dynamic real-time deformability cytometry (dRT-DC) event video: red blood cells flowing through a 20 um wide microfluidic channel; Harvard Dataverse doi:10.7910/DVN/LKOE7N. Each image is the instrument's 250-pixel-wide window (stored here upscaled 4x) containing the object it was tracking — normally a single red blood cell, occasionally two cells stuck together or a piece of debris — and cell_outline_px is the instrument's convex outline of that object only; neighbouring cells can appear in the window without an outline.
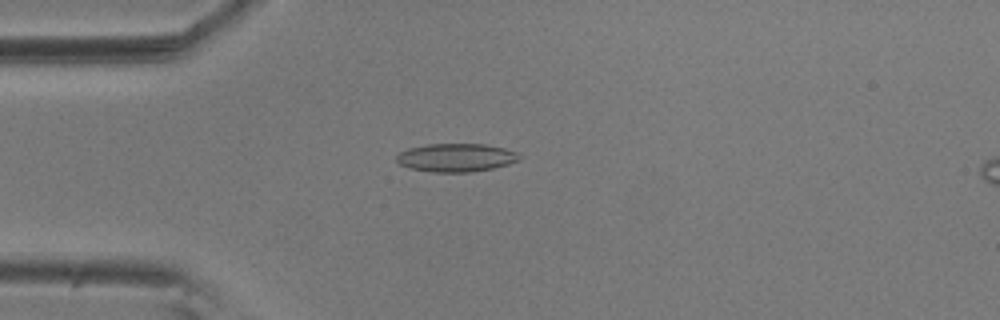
{"species": "common noctule bat (a hibernating species)", "species_latin": "Nyctalus noctula", "temperature_condition": "room temperature", "stored_images_in_passage": 54, "camera_frame_rate_fps": 3000, "um_per_image_px": 0.085, "animal": {"sex": "male", "body_mass_g": 20.5, "forearm_length_mm": 52.5}, "frame": {"image": 1, "passage_image": 13, "time_ms": 4.0, "image_size_px": [1000, 320], "cell_outline_px": [[524, 156], [520, 160], [508, 164], [492, 168], [472, 172], [432, 172], [408, 168], [400, 164], [396, 160], [396, 156], [400, 152], [408, 148], [428, 144], [484, 144], [504, 148], [516, 152]], "centroid_in_image_um": [38.78, 13.4], "position_along_channel_um": 46.2, "area_um2": 20.35}}
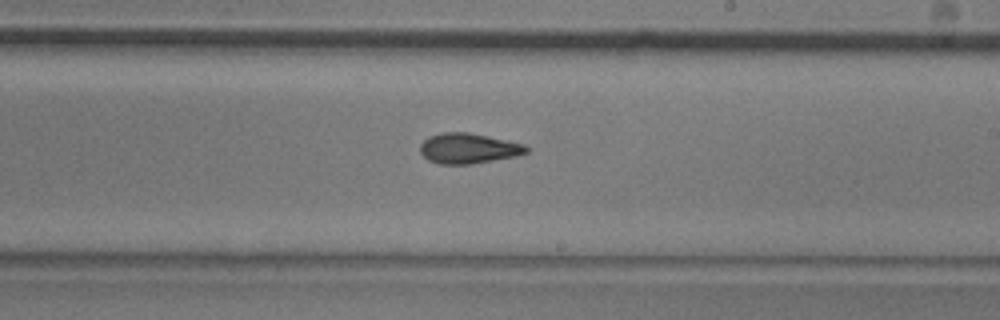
{"frame": {"image": 2, "passage_image": 31, "time_ms": 10.0, "image_size_px": [1000, 320], "cell_outline_px": [[528, 152], [516, 156], [472, 164], [440, 164], [428, 160], [420, 152], [420, 144], [428, 136], [440, 132], [468, 132], [488, 136], [524, 144], [528, 148]], "centroid_in_image_um": [39.79, 12.61], "position_along_channel_um": 249.2, "area_um2": 18.79}}
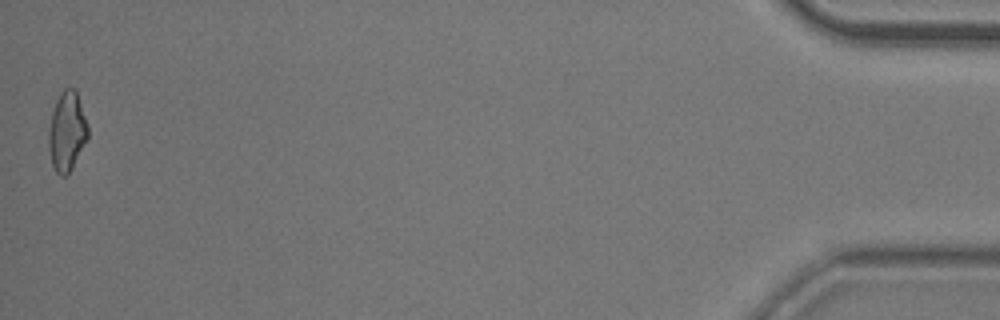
{"frame": {"image": 3, "passage_image": 54, "time_ms": 17.667, "image_size_px": [1000, 320], "cell_outline_px": [[88, 140], [72, 168], [64, 176], [60, 176], [56, 172], [52, 164], [48, 148], [48, 128], [52, 112], [56, 100], [60, 92], [64, 88], [76, 88], [88, 128]], "centroid_in_image_um": [5.68, 11.16], "position_along_channel_um": 429.5, "area_um2": 18.32}, "authors_computed_cell_mechanics": {"area_um2": 18.6983, "velocity_mm_per_s": 3.613, "shape_relaxation_time_tau1_ms": 9.1466, "shape_relaxation_time_tau2_ms": 3.4303, "deformation_change_tau1": 0.1877, "deformation_change_tau2": 0.1096}}